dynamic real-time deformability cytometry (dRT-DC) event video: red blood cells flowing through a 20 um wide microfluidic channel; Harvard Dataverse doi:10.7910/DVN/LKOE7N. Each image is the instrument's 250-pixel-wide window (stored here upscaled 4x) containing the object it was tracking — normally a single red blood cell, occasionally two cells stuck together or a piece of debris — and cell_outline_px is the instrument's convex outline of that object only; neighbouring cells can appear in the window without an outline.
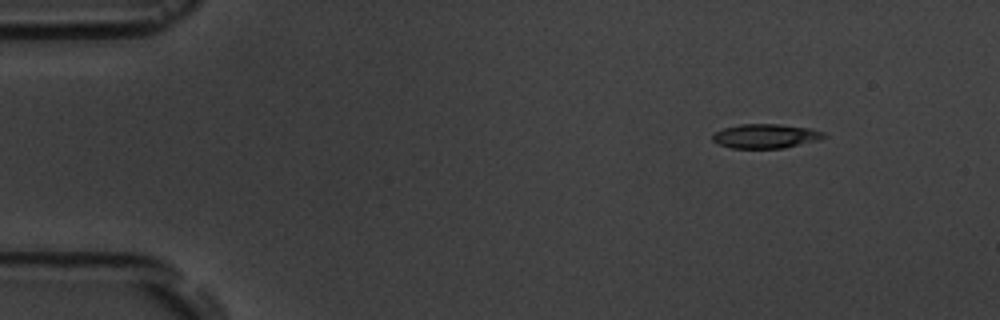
{"species": "common noctule bat (a hibernating species)", "species_latin": "Nyctalus noctula", "temperature_condition": "room temperature", "stored_images_in_passage": 3, "camera_frame_rate_fps": 3000, "um_per_image_px": 0.085, "animal": {"sex": "male", "body_mass_g": 19.5, "forearm_length_mm": 54.6}, "frame": {"image": 1, "passage_image": 1, "time_ms": 0.0, "image_size_px": [1000, 320], "cell_outline_px": [[828, 136], [820, 140], [784, 148], [732, 148], [716, 144], [712, 140], [712, 136], [716, 132], [724, 128], [740, 124], [780, 124], [808, 128], [824, 132]], "centroid_in_image_um": [65.09, 11.57], "position_along_channel_um": 19.9, "area_um2": 15.84}}